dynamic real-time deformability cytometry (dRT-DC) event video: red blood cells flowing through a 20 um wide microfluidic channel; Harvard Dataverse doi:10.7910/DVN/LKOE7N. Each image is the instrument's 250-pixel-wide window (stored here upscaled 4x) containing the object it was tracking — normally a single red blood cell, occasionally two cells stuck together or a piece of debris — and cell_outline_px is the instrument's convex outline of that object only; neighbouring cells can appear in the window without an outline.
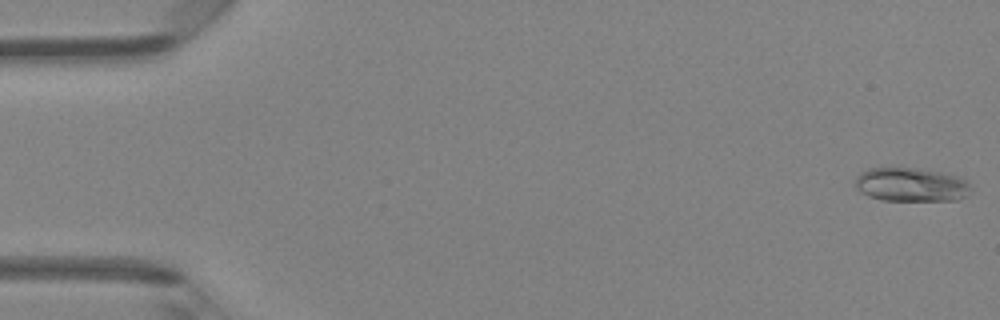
{"species": "Egyptian fruit bat (a non-hibernating species)", "species_latin": "Rousettus aegyptiacus", "temperature_condition": "room temperature", "stored_images_in_passage": 48, "camera_frame_rate_fps": 3000, "um_per_image_px": 0.085, "animal": {"sex": "female"}, "frame": {"image": 1, "passage_image": 1, "time_ms": 0.0, "image_size_px": [1000, 320], "cell_outline_px": [[972, 188], [964, 196], [956, 200], [880, 200], [868, 196], [860, 192], [856, 188], [856, 176], [860, 172], [868, 168], [916, 168], [944, 172], [960, 176]], "centroid_in_image_um": [77.42, 15.68], "position_along_channel_um": 7.6, "area_um2": 22.83}}
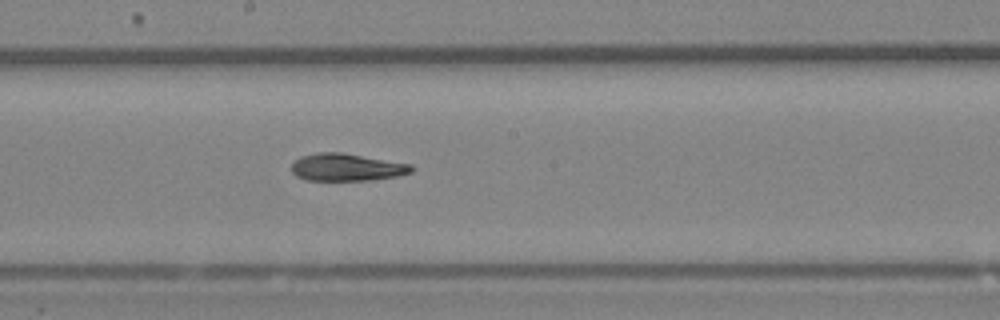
{"frame": {"image": 2, "passage_image": 26, "time_ms": 8.333, "image_size_px": [1000, 320], "cell_outline_px": [[416, 168], [412, 172], [396, 176], [372, 180], [304, 180], [296, 176], [292, 172], [292, 164], [300, 156], [316, 152], [344, 152], [412, 164]], "centroid_in_image_um": [29.49, 14.21], "position_along_channel_um": 218.7, "area_um2": 19.42}}
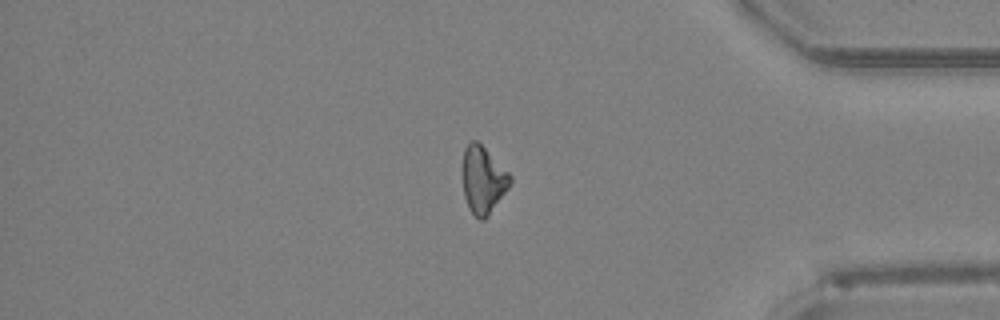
{"frame": {"image": 3, "passage_image": 40, "time_ms": 13.0, "image_size_px": [1000, 320], "cell_outline_px": [[512, 184], [488, 216], [484, 220], [480, 220], [468, 208], [464, 196], [460, 176], [460, 164], [464, 148], [472, 140], [476, 140], [512, 176]], "centroid_in_image_um": [41.01, 15.29], "position_along_channel_um": 394.2, "area_um2": 19.13}, "authors_computed_cell_mechanics": {"area_um2": 19.7965, "velocity_mm_per_s": 4.2985, "shape_relaxation_time_tau1_ms": 3.0068, "shape_relaxation_time_tau2_ms": 5.9311, "deformation_change_tau1": 0.1207, "deformation_change_tau2": 0.1586}}